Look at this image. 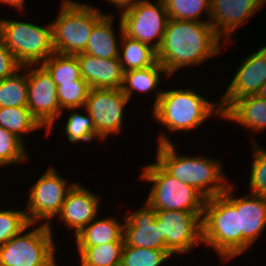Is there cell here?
<instances>
[{
	"label": "cell",
	"mask_w": 266,
	"mask_h": 266,
	"mask_svg": "<svg viewBox=\"0 0 266 266\" xmlns=\"http://www.w3.org/2000/svg\"><path fill=\"white\" fill-rule=\"evenodd\" d=\"M224 42L216 35L209 22L169 18L162 42L156 51L157 61L170 78L178 70L201 65L222 54Z\"/></svg>",
	"instance_id": "cell-1"
},
{
	"label": "cell",
	"mask_w": 266,
	"mask_h": 266,
	"mask_svg": "<svg viewBox=\"0 0 266 266\" xmlns=\"http://www.w3.org/2000/svg\"><path fill=\"white\" fill-rule=\"evenodd\" d=\"M151 112L154 122L162 124L171 133L169 136L165 132L161 133L157 145L172 143L170 137L175 131H193L192 129H197L212 116H220L219 119H222L220 103L208 100L191 87L163 90Z\"/></svg>",
	"instance_id": "cell-2"
},
{
	"label": "cell",
	"mask_w": 266,
	"mask_h": 266,
	"mask_svg": "<svg viewBox=\"0 0 266 266\" xmlns=\"http://www.w3.org/2000/svg\"><path fill=\"white\" fill-rule=\"evenodd\" d=\"M156 148V161L170 175L194 187L206 199L223 194L231 183L226 178L223 164L215 158L179 154L174 143L159 144Z\"/></svg>",
	"instance_id": "cell-3"
},
{
	"label": "cell",
	"mask_w": 266,
	"mask_h": 266,
	"mask_svg": "<svg viewBox=\"0 0 266 266\" xmlns=\"http://www.w3.org/2000/svg\"><path fill=\"white\" fill-rule=\"evenodd\" d=\"M202 245L214 249L222 263L240 256L239 213L223 194L205 200Z\"/></svg>",
	"instance_id": "cell-4"
},
{
	"label": "cell",
	"mask_w": 266,
	"mask_h": 266,
	"mask_svg": "<svg viewBox=\"0 0 266 266\" xmlns=\"http://www.w3.org/2000/svg\"><path fill=\"white\" fill-rule=\"evenodd\" d=\"M51 23L54 51L64 55L83 53L94 25L106 14L88 3L62 0Z\"/></svg>",
	"instance_id": "cell-5"
},
{
	"label": "cell",
	"mask_w": 266,
	"mask_h": 266,
	"mask_svg": "<svg viewBox=\"0 0 266 266\" xmlns=\"http://www.w3.org/2000/svg\"><path fill=\"white\" fill-rule=\"evenodd\" d=\"M139 177L152 184L146 202L156 211L204 212L206 198L194 187L170 175L156 160L145 164Z\"/></svg>",
	"instance_id": "cell-6"
},
{
	"label": "cell",
	"mask_w": 266,
	"mask_h": 266,
	"mask_svg": "<svg viewBox=\"0 0 266 266\" xmlns=\"http://www.w3.org/2000/svg\"><path fill=\"white\" fill-rule=\"evenodd\" d=\"M0 40L22 67L42 64L55 52L51 23L42 27L0 17Z\"/></svg>",
	"instance_id": "cell-7"
},
{
	"label": "cell",
	"mask_w": 266,
	"mask_h": 266,
	"mask_svg": "<svg viewBox=\"0 0 266 266\" xmlns=\"http://www.w3.org/2000/svg\"><path fill=\"white\" fill-rule=\"evenodd\" d=\"M32 226L35 224H29L0 246V262L3 266H47L56 257L57 247L52 228L44 224L35 228Z\"/></svg>",
	"instance_id": "cell-8"
},
{
	"label": "cell",
	"mask_w": 266,
	"mask_h": 266,
	"mask_svg": "<svg viewBox=\"0 0 266 266\" xmlns=\"http://www.w3.org/2000/svg\"><path fill=\"white\" fill-rule=\"evenodd\" d=\"M75 184L48 166L28 192L25 214L29 224L39 223L53 228L52 220L59 215L67 193Z\"/></svg>",
	"instance_id": "cell-9"
},
{
	"label": "cell",
	"mask_w": 266,
	"mask_h": 266,
	"mask_svg": "<svg viewBox=\"0 0 266 266\" xmlns=\"http://www.w3.org/2000/svg\"><path fill=\"white\" fill-rule=\"evenodd\" d=\"M120 12L123 34L157 51L169 20L164 1L138 0Z\"/></svg>",
	"instance_id": "cell-10"
},
{
	"label": "cell",
	"mask_w": 266,
	"mask_h": 266,
	"mask_svg": "<svg viewBox=\"0 0 266 266\" xmlns=\"http://www.w3.org/2000/svg\"><path fill=\"white\" fill-rule=\"evenodd\" d=\"M27 78V107L45 128V136L50 135L55 122L64 114L58 102L56 83L41 64L27 65Z\"/></svg>",
	"instance_id": "cell-11"
},
{
	"label": "cell",
	"mask_w": 266,
	"mask_h": 266,
	"mask_svg": "<svg viewBox=\"0 0 266 266\" xmlns=\"http://www.w3.org/2000/svg\"><path fill=\"white\" fill-rule=\"evenodd\" d=\"M202 217L203 212L156 211L161 239L173 255H184L202 244Z\"/></svg>",
	"instance_id": "cell-12"
},
{
	"label": "cell",
	"mask_w": 266,
	"mask_h": 266,
	"mask_svg": "<svg viewBox=\"0 0 266 266\" xmlns=\"http://www.w3.org/2000/svg\"><path fill=\"white\" fill-rule=\"evenodd\" d=\"M128 97L118 89L90 88L84 108L90 114L97 136L103 141L122 132Z\"/></svg>",
	"instance_id": "cell-13"
},
{
	"label": "cell",
	"mask_w": 266,
	"mask_h": 266,
	"mask_svg": "<svg viewBox=\"0 0 266 266\" xmlns=\"http://www.w3.org/2000/svg\"><path fill=\"white\" fill-rule=\"evenodd\" d=\"M225 92L219 98L222 113L236 100L248 95H257L266 82V44L246 56Z\"/></svg>",
	"instance_id": "cell-14"
},
{
	"label": "cell",
	"mask_w": 266,
	"mask_h": 266,
	"mask_svg": "<svg viewBox=\"0 0 266 266\" xmlns=\"http://www.w3.org/2000/svg\"><path fill=\"white\" fill-rule=\"evenodd\" d=\"M233 182L223 195L237 208L240 221V255L250 249L266 228V196L247 193L235 196Z\"/></svg>",
	"instance_id": "cell-15"
},
{
	"label": "cell",
	"mask_w": 266,
	"mask_h": 266,
	"mask_svg": "<svg viewBox=\"0 0 266 266\" xmlns=\"http://www.w3.org/2000/svg\"><path fill=\"white\" fill-rule=\"evenodd\" d=\"M266 0H211L209 24L216 35L228 45L238 27L259 11Z\"/></svg>",
	"instance_id": "cell-16"
},
{
	"label": "cell",
	"mask_w": 266,
	"mask_h": 266,
	"mask_svg": "<svg viewBox=\"0 0 266 266\" xmlns=\"http://www.w3.org/2000/svg\"><path fill=\"white\" fill-rule=\"evenodd\" d=\"M129 212L125 214L123 226V238L126 245L168 250L161 239L160 222L156 219L155 209L145 202L138 210Z\"/></svg>",
	"instance_id": "cell-17"
},
{
	"label": "cell",
	"mask_w": 266,
	"mask_h": 266,
	"mask_svg": "<svg viewBox=\"0 0 266 266\" xmlns=\"http://www.w3.org/2000/svg\"><path fill=\"white\" fill-rule=\"evenodd\" d=\"M101 196L76 182L67 193L57 216L58 221H61L68 229L73 230L76 235L100 213Z\"/></svg>",
	"instance_id": "cell-18"
},
{
	"label": "cell",
	"mask_w": 266,
	"mask_h": 266,
	"mask_svg": "<svg viewBox=\"0 0 266 266\" xmlns=\"http://www.w3.org/2000/svg\"><path fill=\"white\" fill-rule=\"evenodd\" d=\"M82 78L90 88H122L124 71L119 58L102 59L89 54H77Z\"/></svg>",
	"instance_id": "cell-19"
},
{
	"label": "cell",
	"mask_w": 266,
	"mask_h": 266,
	"mask_svg": "<svg viewBox=\"0 0 266 266\" xmlns=\"http://www.w3.org/2000/svg\"><path fill=\"white\" fill-rule=\"evenodd\" d=\"M222 119L237 123L251 132L266 129V99L248 95L236 99L223 113Z\"/></svg>",
	"instance_id": "cell-20"
},
{
	"label": "cell",
	"mask_w": 266,
	"mask_h": 266,
	"mask_svg": "<svg viewBox=\"0 0 266 266\" xmlns=\"http://www.w3.org/2000/svg\"><path fill=\"white\" fill-rule=\"evenodd\" d=\"M114 14H106L94 25L91 35L87 41L84 54H89L102 59L119 58V49L121 34L123 28L121 20L119 21L120 38L115 34ZM113 22V23H112ZM119 41V42H118Z\"/></svg>",
	"instance_id": "cell-21"
},
{
	"label": "cell",
	"mask_w": 266,
	"mask_h": 266,
	"mask_svg": "<svg viewBox=\"0 0 266 266\" xmlns=\"http://www.w3.org/2000/svg\"><path fill=\"white\" fill-rule=\"evenodd\" d=\"M164 75V76H163ZM170 77L167 71L156 61L152 66L124 72L122 92L128 97L129 101L134 93H152L154 92L155 101L152 109L157 105L163 90L159 88L162 77ZM159 88V89H158ZM154 90V91H153Z\"/></svg>",
	"instance_id": "cell-22"
},
{
	"label": "cell",
	"mask_w": 266,
	"mask_h": 266,
	"mask_svg": "<svg viewBox=\"0 0 266 266\" xmlns=\"http://www.w3.org/2000/svg\"><path fill=\"white\" fill-rule=\"evenodd\" d=\"M124 218L125 215L120 222L115 216L107 218L97 216L90 224L74 235L76 246H97L111 242H124Z\"/></svg>",
	"instance_id": "cell-23"
},
{
	"label": "cell",
	"mask_w": 266,
	"mask_h": 266,
	"mask_svg": "<svg viewBox=\"0 0 266 266\" xmlns=\"http://www.w3.org/2000/svg\"><path fill=\"white\" fill-rule=\"evenodd\" d=\"M119 45V59L124 72L146 68L157 61L153 48L124 34H121Z\"/></svg>",
	"instance_id": "cell-24"
},
{
	"label": "cell",
	"mask_w": 266,
	"mask_h": 266,
	"mask_svg": "<svg viewBox=\"0 0 266 266\" xmlns=\"http://www.w3.org/2000/svg\"><path fill=\"white\" fill-rule=\"evenodd\" d=\"M124 242L76 246L80 266H120Z\"/></svg>",
	"instance_id": "cell-25"
},
{
	"label": "cell",
	"mask_w": 266,
	"mask_h": 266,
	"mask_svg": "<svg viewBox=\"0 0 266 266\" xmlns=\"http://www.w3.org/2000/svg\"><path fill=\"white\" fill-rule=\"evenodd\" d=\"M27 66L0 81V107H27Z\"/></svg>",
	"instance_id": "cell-26"
},
{
	"label": "cell",
	"mask_w": 266,
	"mask_h": 266,
	"mask_svg": "<svg viewBox=\"0 0 266 266\" xmlns=\"http://www.w3.org/2000/svg\"><path fill=\"white\" fill-rule=\"evenodd\" d=\"M0 127L13 133L24 143V135L43 128L28 107H0Z\"/></svg>",
	"instance_id": "cell-27"
},
{
	"label": "cell",
	"mask_w": 266,
	"mask_h": 266,
	"mask_svg": "<svg viewBox=\"0 0 266 266\" xmlns=\"http://www.w3.org/2000/svg\"><path fill=\"white\" fill-rule=\"evenodd\" d=\"M82 109H84L85 114H82L79 111V108L65 109L70 113L66 120L67 123L64 125L62 124V126H64V131L62 130V132L67 135V140L74 145L82 141L92 143L94 139L102 141L96 134L95 126L90 114L85 108Z\"/></svg>",
	"instance_id": "cell-28"
},
{
	"label": "cell",
	"mask_w": 266,
	"mask_h": 266,
	"mask_svg": "<svg viewBox=\"0 0 266 266\" xmlns=\"http://www.w3.org/2000/svg\"><path fill=\"white\" fill-rule=\"evenodd\" d=\"M41 65L48 71L56 86L83 79L76 55H64L54 52Z\"/></svg>",
	"instance_id": "cell-29"
},
{
	"label": "cell",
	"mask_w": 266,
	"mask_h": 266,
	"mask_svg": "<svg viewBox=\"0 0 266 266\" xmlns=\"http://www.w3.org/2000/svg\"><path fill=\"white\" fill-rule=\"evenodd\" d=\"M169 18L186 21H210L211 0H163ZM206 13L207 20L200 19Z\"/></svg>",
	"instance_id": "cell-30"
},
{
	"label": "cell",
	"mask_w": 266,
	"mask_h": 266,
	"mask_svg": "<svg viewBox=\"0 0 266 266\" xmlns=\"http://www.w3.org/2000/svg\"><path fill=\"white\" fill-rule=\"evenodd\" d=\"M172 256L169 250L133 247L124 243L120 266H161Z\"/></svg>",
	"instance_id": "cell-31"
},
{
	"label": "cell",
	"mask_w": 266,
	"mask_h": 266,
	"mask_svg": "<svg viewBox=\"0 0 266 266\" xmlns=\"http://www.w3.org/2000/svg\"><path fill=\"white\" fill-rule=\"evenodd\" d=\"M27 146L16 135L0 127V167L28 161Z\"/></svg>",
	"instance_id": "cell-32"
},
{
	"label": "cell",
	"mask_w": 266,
	"mask_h": 266,
	"mask_svg": "<svg viewBox=\"0 0 266 266\" xmlns=\"http://www.w3.org/2000/svg\"><path fill=\"white\" fill-rule=\"evenodd\" d=\"M90 86L84 79L62 83L57 86V95L60 108H84Z\"/></svg>",
	"instance_id": "cell-33"
},
{
	"label": "cell",
	"mask_w": 266,
	"mask_h": 266,
	"mask_svg": "<svg viewBox=\"0 0 266 266\" xmlns=\"http://www.w3.org/2000/svg\"><path fill=\"white\" fill-rule=\"evenodd\" d=\"M254 142V143H253ZM252 140V166L249 178V193L266 196V149ZM257 144V145H256Z\"/></svg>",
	"instance_id": "cell-34"
},
{
	"label": "cell",
	"mask_w": 266,
	"mask_h": 266,
	"mask_svg": "<svg viewBox=\"0 0 266 266\" xmlns=\"http://www.w3.org/2000/svg\"><path fill=\"white\" fill-rule=\"evenodd\" d=\"M29 225L25 210H0V246L18 235Z\"/></svg>",
	"instance_id": "cell-35"
},
{
	"label": "cell",
	"mask_w": 266,
	"mask_h": 266,
	"mask_svg": "<svg viewBox=\"0 0 266 266\" xmlns=\"http://www.w3.org/2000/svg\"><path fill=\"white\" fill-rule=\"evenodd\" d=\"M22 66L0 40V81L13 75Z\"/></svg>",
	"instance_id": "cell-36"
},
{
	"label": "cell",
	"mask_w": 266,
	"mask_h": 266,
	"mask_svg": "<svg viewBox=\"0 0 266 266\" xmlns=\"http://www.w3.org/2000/svg\"><path fill=\"white\" fill-rule=\"evenodd\" d=\"M108 4L110 5V3L113 6H117L116 9H119V13L120 11L132 6L133 4H135L138 0H107Z\"/></svg>",
	"instance_id": "cell-37"
},
{
	"label": "cell",
	"mask_w": 266,
	"mask_h": 266,
	"mask_svg": "<svg viewBox=\"0 0 266 266\" xmlns=\"http://www.w3.org/2000/svg\"><path fill=\"white\" fill-rule=\"evenodd\" d=\"M25 1L26 0H0V4H6L11 8H14L15 10H18L20 13L23 12L25 7Z\"/></svg>",
	"instance_id": "cell-38"
},
{
	"label": "cell",
	"mask_w": 266,
	"mask_h": 266,
	"mask_svg": "<svg viewBox=\"0 0 266 266\" xmlns=\"http://www.w3.org/2000/svg\"><path fill=\"white\" fill-rule=\"evenodd\" d=\"M257 95L263 99H266V82L261 86Z\"/></svg>",
	"instance_id": "cell-39"
},
{
	"label": "cell",
	"mask_w": 266,
	"mask_h": 266,
	"mask_svg": "<svg viewBox=\"0 0 266 266\" xmlns=\"http://www.w3.org/2000/svg\"><path fill=\"white\" fill-rule=\"evenodd\" d=\"M47 266H58L57 258L55 257Z\"/></svg>",
	"instance_id": "cell-40"
}]
</instances>
